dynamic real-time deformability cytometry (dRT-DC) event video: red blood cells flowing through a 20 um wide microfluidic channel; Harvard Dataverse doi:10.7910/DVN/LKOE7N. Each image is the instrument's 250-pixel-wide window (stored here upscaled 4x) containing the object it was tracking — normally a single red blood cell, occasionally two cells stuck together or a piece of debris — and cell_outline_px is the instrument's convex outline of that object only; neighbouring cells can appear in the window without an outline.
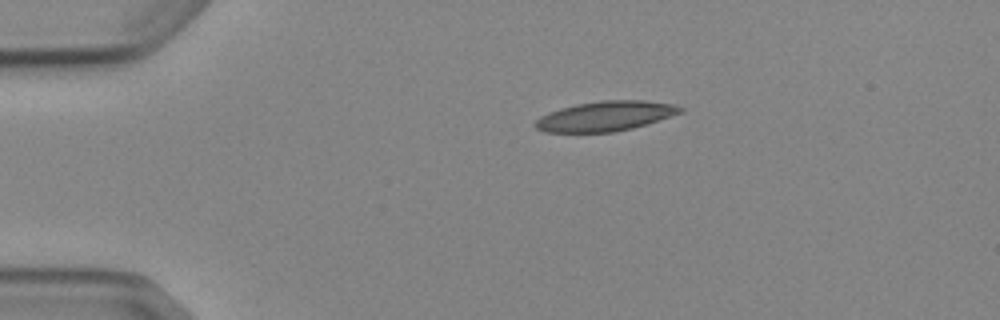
{"species": "Egyptian fruit bat (a non-hibernating species)", "species_latin": "Rousettus aegyptiacus", "temperature_condition": "cold", "stored_images_in_passage": 2, "camera_frame_rate_fps": 3000, "um_per_image_px": 0.085, "animal": {"sex": "female"}, "frame": {"image": 1, "passage_image": 1, "time_ms": 0.0, "image_size_px": [1000, 320], "cell_outline_px": [[684, 112], [632, 128], [612, 132], [544, 132], [536, 128], [532, 124], [540, 116], [548, 112], [560, 108], [576, 104], [600, 100], [644, 100], [676, 104], [684, 108]], "centroid_in_image_um": [51.45, 9.86], "position_along_channel_um": 33.5, "area_um2": 25.37}}